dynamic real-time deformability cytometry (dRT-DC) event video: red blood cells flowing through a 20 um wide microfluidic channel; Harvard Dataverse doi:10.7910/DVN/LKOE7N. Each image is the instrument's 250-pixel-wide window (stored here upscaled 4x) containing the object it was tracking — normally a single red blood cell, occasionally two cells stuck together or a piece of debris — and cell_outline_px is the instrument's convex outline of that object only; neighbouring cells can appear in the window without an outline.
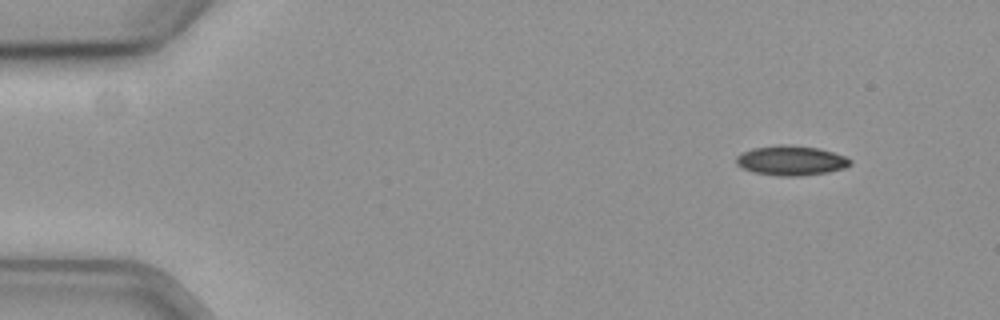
{"species": "common noctule bat (a hibernating species)", "species_latin": "Nyctalus noctula", "temperature_condition": "cold", "stored_images_in_passage": 52, "camera_frame_rate_fps": 3000, "um_per_image_px": 0.085, "animal": {"sex": "female", "body_mass_g": 19.3, "forearm_length_mm": 54.1}, "frame": {"image": 1, "passage_image": 1, "time_ms": 0.0, "image_size_px": [1000, 320], "cell_outline_px": [[852, 164], [844, 168], [828, 172], [800, 176], [780, 176], [752, 172], [736, 164], [736, 156], [740, 152], [752, 148], [780, 144], [788, 144], [820, 148], [844, 156], [852, 160]], "centroid_in_image_um": [67.23, 13.63], "position_along_channel_um": 17.8, "area_um2": 19.94}}
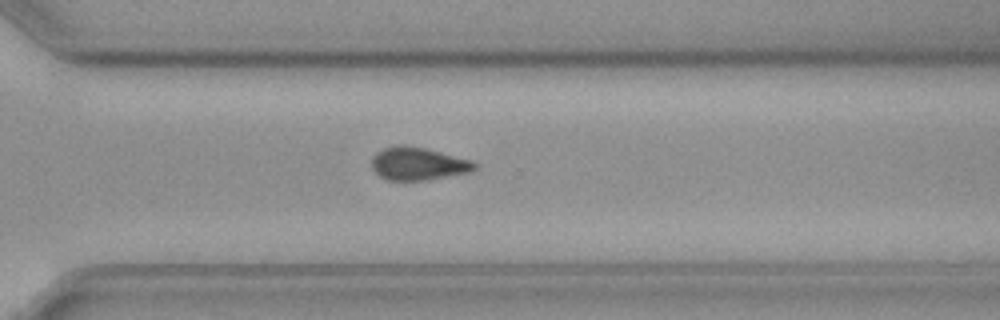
{"frame": {"image": 2, "passage_image": 36, "time_ms": 11.667, "image_size_px": [1000, 320], "cell_outline_px": [[476, 168], [472, 172], [424, 180], [388, 180], [380, 176], [372, 168], [372, 156], [376, 152], [384, 148], [400, 144], [404, 144], [424, 148], [472, 160], [476, 164]], "centroid_in_image_um": [35.53, 13.91], "position_along_channel_um": 335.1, "area_um2": 19.65}}
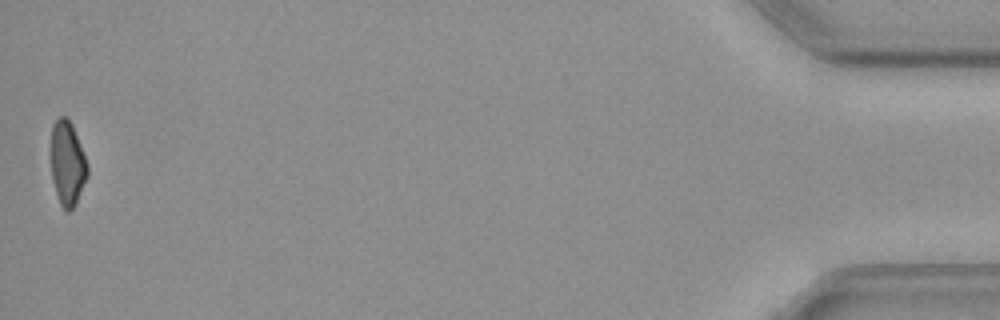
{"frame": {"image": 3, "passage_image": 52, "time_ms": 17.0, "image_size_px": [1000, 320], "cell_outline_px": [[88, 176], [76, 204], [68, 212], [60, 204], [56, 192], [52, 176], [52, 124], [60, 116], [64, 116], [72, 124], [88, 164]], "centroid_in_image_um": [5.75, 13.9], "position_along_channel_um": 429.4, "area_um2": 17.69}, "authors_computed_cell_mechanics": {"area_um2": 19.9121, "velocity_mm_per_s": 3.6378, "shape_relaxation_time_tau1_ms": 6.1954, "shape_relaxation_time_tau2_ms": null, "deformation_change_tau1": 0.1234, "deformation_change_tau2": null}}